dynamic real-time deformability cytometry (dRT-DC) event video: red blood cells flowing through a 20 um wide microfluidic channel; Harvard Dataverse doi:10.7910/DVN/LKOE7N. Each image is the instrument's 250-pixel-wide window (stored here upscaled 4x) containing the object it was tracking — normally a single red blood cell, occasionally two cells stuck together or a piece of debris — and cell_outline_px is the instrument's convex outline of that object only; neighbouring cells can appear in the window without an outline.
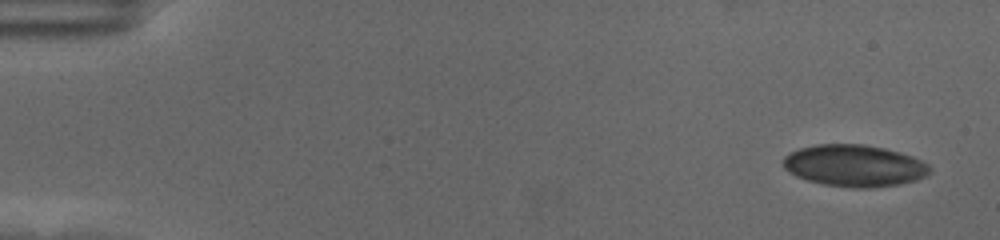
{"species": "human", "species_latin": "Homo sapiens", "temperature_condition": "cold", "stored_images_in_passage": 56, "camera_frame_rate_fps": 3000, "um_per_image_px": 0.085, "donor": {"sex": "female"}, "frame": {"image": 1, "passage_image": 1, "time_ms": 0.0, "image_size_px": [1000, 240], "cell_outline_px": [[932, 172], [916, 180], [900, 184], [868, 188], [852, 188], [824, 184], [808, 180], [796, 176], [788, 172], [784, 168], [784, 156], [788, 152], [800, 148], [816, 144], [864, 144], [884, 148], [900, 152], [912, 156], [928, 164], [932, 168]], "centroid_in_image_um": [72.62, 14.08], "position_along_channel_um": 12.4, "area_um2": 35.84}}
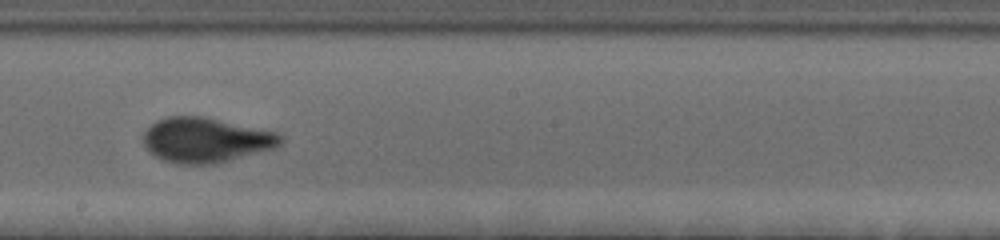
{"frame": {"image": 2, "passage_image": 32, "time_ms": 10.333, "image_size_px": [1000, 240], "cell_outline_px": [[284, 140], [276, 148], [216, 164], [176, 164], [164, 160], [148, 152], [144, 144], [144, 132], [156, 120], [168, 116], [204, 116], [276, 132], [284, 136]], "centroid_in_image_um": [17.51, 11.91], "position_along_channel_um": 230.7, "area_um2": 36.13}}
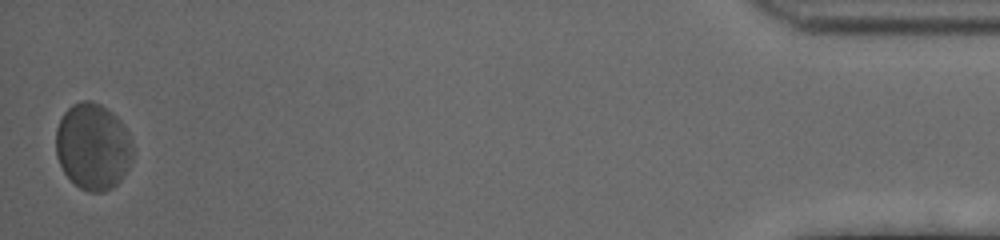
{"frame": {"image": 3, "passage_image": 56, "time_ms": 18.333, "image_size_px": [1000, 240], "cell_outline_px": [[132, 156], [128, 168], [124, 176], [112, 188], [104, 192], [88, 192], [80, 188], [64, 172], [56, 156], [56, 128], [64, 112], [72, 104], [84, 100], [92, 100], [100, 104], [112, 112], [120, 120], [128, 132], [132, 144]], "centroid_in_image_um": [7.89, 12.45], "position_along_channel_um": 427.3, "area_um2": 38.84}, "authors_computed_cell_mechanics": {"area_um2": 35.3736, "velocity_mm_per_s": 3.4794, "shape_relaxation_time_tau1_ms": 4.5625, "shape_relaxation_time_tau2_ms": 0.8901, "deformation_change_tau1": 0.158, "deformation_change_tau2": 0.0459}}